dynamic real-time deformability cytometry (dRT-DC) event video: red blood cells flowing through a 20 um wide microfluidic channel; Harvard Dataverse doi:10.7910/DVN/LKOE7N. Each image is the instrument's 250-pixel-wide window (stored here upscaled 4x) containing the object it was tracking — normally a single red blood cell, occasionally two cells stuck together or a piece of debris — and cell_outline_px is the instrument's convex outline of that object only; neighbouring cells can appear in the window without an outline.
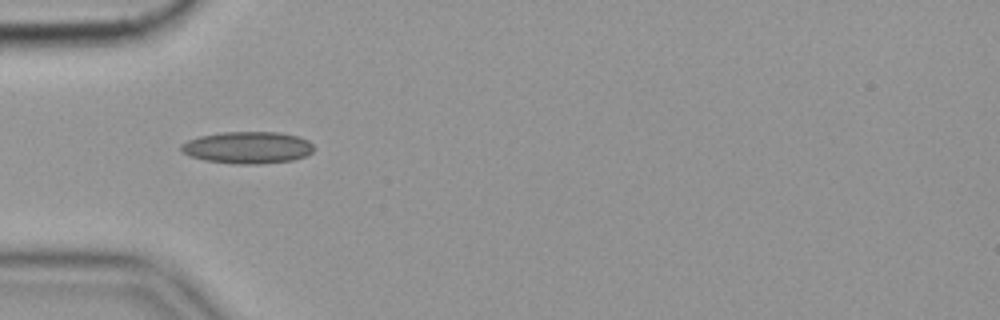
{"species": "common noctule bat (a hibernating species)", "species_latin": "Nyctalus noctula", "temperature_condition": "cold", "stored_images_in_passage": 5, "camera_frame_rate_fps": 3000, "um_per_image_px": 0.085, "animal": {"sex": "female", "body_mass_g": 19.9}, "frame": {"image": 1, "passage_image": 2, "time_ms": 0.333, "image_size_px": [1000, 320], "cell_outline_px": [[316, 148], [312, 152], [304, 156], [292, 160], [260, 164], [236, 164], [204, 160], [192, 156], [184, 152], [180, 148], [180, 144], [188, 140], [200, 136], [220, 132], [280, 132], [300, 136], [308, 140]], "centroid_in_image_um": [21.08, 12.53], "position_along_channel_um": 63.9, "area_um2": 24.8}}